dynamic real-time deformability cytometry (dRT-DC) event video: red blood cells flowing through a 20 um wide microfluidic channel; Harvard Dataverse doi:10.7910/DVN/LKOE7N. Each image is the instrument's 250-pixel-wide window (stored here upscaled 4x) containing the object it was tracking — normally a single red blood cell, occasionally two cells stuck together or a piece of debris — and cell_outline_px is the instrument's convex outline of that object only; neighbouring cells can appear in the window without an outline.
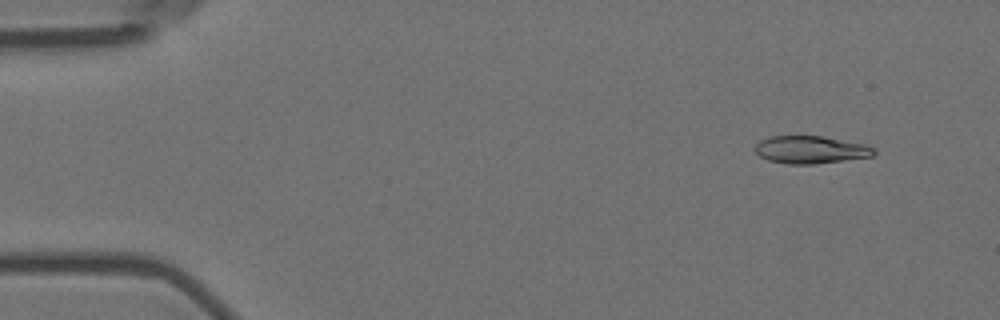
{"species": "Egyptian fruit bat (a non-hibernating species)", "species_latin": "Rousettus aegyptiacus", "temperature_condition": "room temperature", "stored_images_in_passage": 4, "camera_frame_rate_fps": 3000, "um_per_image_px": 0.085, "animal": {"sex": "female"}, "frame": {"image": 1, "passage_image": 1, "time_ms": 0.0, "image_size_px": [1000, 320], "cell_outline_px": [[876, 152], [872, 156], [812, 164], [788, 164], [768, 160], [760, 156], [756, 152], [756, 144], [760, 140], [768, 136], [824, 136], [868, 144], [876, 148]], "centroid_in_image_um": [68.93, 12.71], "position_along_channel_um": 16.1, "area_um2": 19.19}}
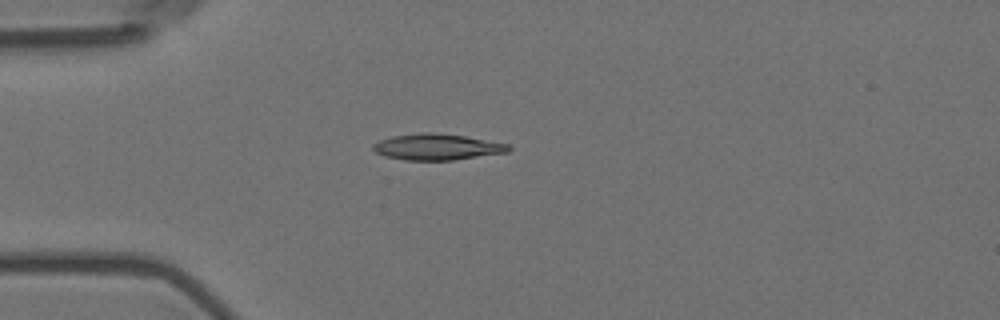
{"frame": {"image": 2, "passage_image": 4, "time_ms": 1.0, "image_size_px": [1000, 320], "cell_outline_px": [[512, 148], [508, 152], [452, 160], [404, 160], [384, 156], [376, 152], [372, 148], [372, 144], [380, 140], [392, 136], [420, 132], [428, 132], [464, 136], [508, 144]], "centroid_in_image_um": [37.11, 12.49], "position_along_channel_um": 47.9, "area_um2": 20.52}}